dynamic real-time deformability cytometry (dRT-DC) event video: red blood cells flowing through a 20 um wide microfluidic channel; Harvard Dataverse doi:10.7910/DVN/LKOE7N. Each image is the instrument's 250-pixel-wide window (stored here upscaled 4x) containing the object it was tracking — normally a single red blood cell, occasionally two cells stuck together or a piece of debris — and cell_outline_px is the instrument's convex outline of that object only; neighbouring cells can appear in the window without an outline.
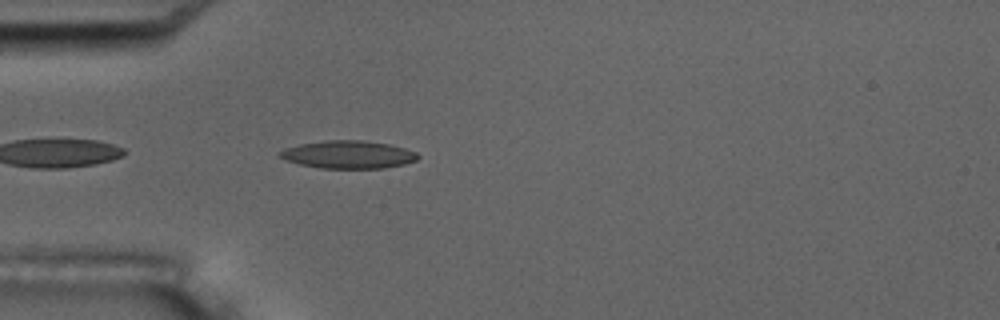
{"species": "common noctule bat (a hibernating species)", "species_latin": "Nyctalus noctula", "temperature_condition": "room temperature", "stored_images_in_passage": 1, "camera_frame_rate_fps": 3000, "um_per_image_px": 0.085, "animal": {"sex": "male", "body_mass_g": 17.5, "forearm_length_mm": 52.3}, "frame": {"image": 1, "passage_image": 1, "time_ms": 0.0, "image_size_px": [1000, 320], "cell_outline_px": [[420, 156], [416, 160], [404, 164], [384, 168], [320, 168], [300, 164], [288, 160], [280, 156], [280, 152], [284, 148], [300, 144], [328, 140], [360, 140], [388, 144], [404, 148], [416, 152]], "centroid_in_image_um": [29.63, 13.14], "position_along_channel_um": 55.4, "area_um2": 22.08}}